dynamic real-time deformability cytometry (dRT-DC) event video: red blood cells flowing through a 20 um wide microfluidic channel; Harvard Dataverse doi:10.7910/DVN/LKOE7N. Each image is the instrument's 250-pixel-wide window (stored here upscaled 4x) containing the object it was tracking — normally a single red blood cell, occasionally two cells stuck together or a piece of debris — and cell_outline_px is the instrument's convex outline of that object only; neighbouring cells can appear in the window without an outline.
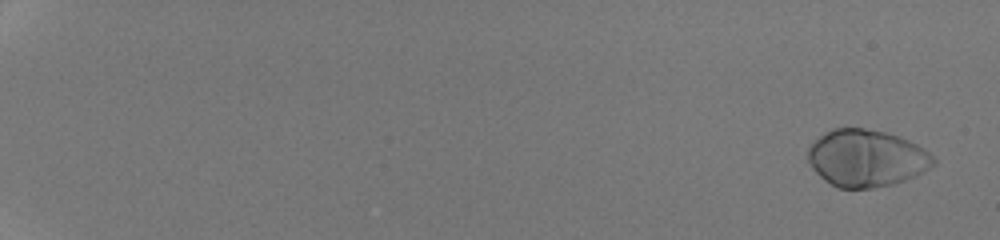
{"species": "human", "species_latin": "Homo sapiens", "temperature_condition": "room temperature", "stored_images_in_passage": 21, "camera_frame_rate_fps": 3000, "um_per_image_px": 0.085, "donor": {"sex": "male"}, "frame": {"image": 1, "passage_image": 3, "time_ms": 0.667, "image_size_px": [1000, 240], "cell_outline_px": [[936, 164], [924, 172], [916, 176], [892, 184], [872, 188], [836, 188], [824, 180], [812, 168], [808, 160], [808, 148], [824, 132], [832, 128], [864, 128], [884, 132], [900, 136], [916, 144], [928, 152], [936, 160]], "centroid_in_image_um": [73.65, 13.45], "position_along_channel_um": 11.4, "area_um2": 41.79}}
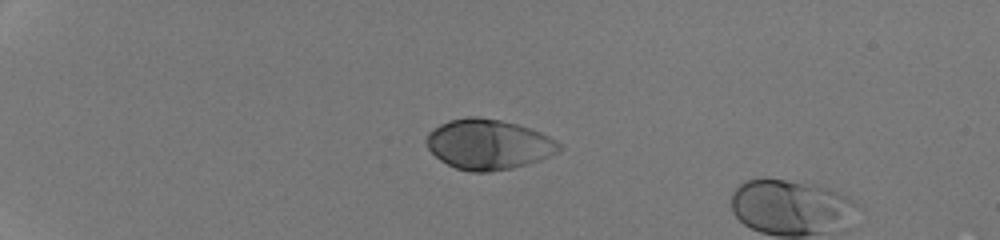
{"frame": {"image": 2, "passage_image": 17, "time_ms": 5.333, "image_size_px": [1000, 240], "cell_outline_px": [[564, 148], [560, 152], [540, 160], [528, 164], [512, 168], [488, 172], [472, 172], [456, 168], [440, 160], [424, 144], [424, 140], [428, 132], [440, 124], [448, 120], [468, 116], [476, 116], [500, 120], [532, 128], [556, 140]], "centroid_in_image_um": [41.52, 12.27], "position_along_channel_um": 43.5, "area_um2": 39.13}}